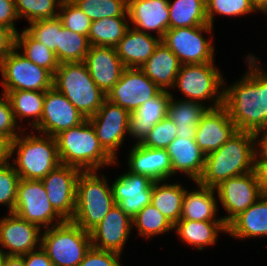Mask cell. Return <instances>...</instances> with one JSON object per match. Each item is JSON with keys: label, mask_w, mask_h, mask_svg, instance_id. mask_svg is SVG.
Wrapping results in <instances>:
<instances>
[{"label": "cell", "mask_w": 267, "mask_h": 266, "mask_svg": "<svg viewBox=\"0 0 267 266\" xmlns=\"http://www.w3.org/2000/svg\"><path fill=\"white\" fill-rule=\"evenodd\" d=\"M9 161L10 159L0 166V205H7L8 213H13L21 178Z\"/></svg>", "instance_id": "cell-44"}, {"label": "cell", "mask_w": 267, "mask_h": 266, "mask_svg": "<svg viewBox=\"0 0 267 266\" xmlns=\"http://www.w3.org/2000/svg\"><path fill=\"white\" fill-rule=\"evenodd\" d=\"M160 91L140 68H125L120 80L107 94V99L133 113Z\"/></svg>", "instance_id": "cell-14"}, {"label": "cell", "mask_w": 267, "mask_h": 266, "mask_svg": "<svg viewBox=\"0 0 267 266\" xmlns=\"http://www.w3.org/2000/svg\"><path fill=\"white\" fill-rule=\"evenodd\" d=\"M196 190L186 189L180 219L192 221H223L217 218L218 198L215 188L195 182Z\"/></svg>", "instance_id": "cell-29"}, {"label": "cell", "mask_w": 267, "mask_h": 266, "mask_svg": "<svg viewBox=\"0 0 267 266\" xmlns=\"http://www.w3.org/2000/svg\"><path fill=\"white\" fill-rule=\"evenodd\" d=\"M3 266H24L23 255H5L3 260Z\"/></svg>", "instance_id": "cell-53"}, {"label": "cell", "mask_w": 267, "mask_h": 266, "mask_svg": "<svg viewBox=\"0 0 267 266\" xmlns=\"http://www.w3.org/2000/svg\"><path fill=\"white\" fill-rule=\"evenodd\" d=\"M85 120L86 118L77 108L62 93L52 87L45 91L42 118L33 130L55 137Z\"/></svg>", "instance_id": "cell-15"}, {"label": "cell", "mask_w": 267, "mask_h": 266, "mask_svg": "<svg viewBox=\"0 0 267 266\" xmlns=\"http://www.w3.org/2000/svg\"><path fill=\"white\" fill-rule=\"evenodd\" d=\"M84 63L93 81L106 95L126 68L115 47L90 46Z\"/></svg>", "instance_id": "cell-21"}, {"label": "cell", "mask_w": 267, "mask_h": 266, "mask_svg": "<svg viewBox=\"0 0 267 266\" xmlns=\"http://www.w3.org/2000/svg\"><path fill=\"white\" fill-rule=\"evenodd\" d=\"M43 229L17 214L8 213L0 219V250L5 255L22 256L41 247ZM3 247V249H2ZM6 250L3 251V250Z\"/></svg>", "instance_id": "cell-17"}, {"label": "cell", "mask_w": 267, "mask_h": 266, "mask_svg": "<svg viewBox=\"0 0 267 266\" xmlns=\"http://www.w3.org/2000/svg\"><path fill=\"white\" fill-rule=\"evenodd\" d=\"M58 10V18L65 28L88 37L92 20L72 0H62Z\"/></svg>", "instance_id": "cell-42"}, {"label": "cell", "mask_w": 267, "mask_h": 266, "mask_svg": "<svg viewBox=\"0 0 267 266\" xmlns=\"http://www.w3.org/2000/svg\"><path fill=\"white\" fill-rule=\"evenodd\" d=\"M4 257H5V254L0 250V266H3Z\"/></svg>", "instance_id": "cell-57"}, {"label": "cell", "mask_w": 267, "mask_h": 266, "mask_svg": "<svg viewBox=\"0 0 267 266\" xmlns=\"http://www.w3.org/2000/svg\"><path fill=\"white\" fill-rule=\"evenodd\" d=\"M121 254L91 247L78 266H122Z\"/></svg>", "instance_id": "cell-47"}, {"label": "cell", "mask_w": 267, "mask_h": 266, "mask_svg": "<svg viewBox=\"0 0 267 266\" xmlns=\"http://www.w3.org/2000/svg\"><path fill=\"white\" fill-rule=\"evenodd\" d=\"M186 189L182 184L154 181L151 204L174 226L182 211Z\"/></svg>", "instance_id": "cell-32"}, {"label": "cell", "mask_w": 267, "mask_h": 266, "mask_svg": "<svg viewBox=\"0 0 267 266\" xmlns=\"http://www.w3.org/2000/svg\"><path fill=\"white\" fill-rule=\"evenodd\" d=\"M255 170L258 175L261 194L267 196V161H255Z\"/></svg>", "instance_id": "cell-51"}, {"label": "cell", "mask_w": 267, "mask_h": 266, "mask_svg": "<svg viewBox=\"0 0 267 266\" xmlns=\"http://www.w3.org/2000/svg\"><path fill=\"white\" fill-rule=\"evenodd\" d=\"M255 161H267V137L257 144V155Z\"/></svg>", "instance_id": "cell-52"}, {"label": "cell", "mask_w": 267, "mask_h": 266, "mask_svg": "<svg viewBox=\"0 0 267 266\" xmlns=\"http://www.w3.org/2000/svg\"><path fill=\"white\" fill-rule=\"evenodd\" d=\"M153 186L148 176L125 172L111 185L114 203L133 219L151 203Z\"/></svg>", "instance_id": "cell-18"}, {"label": "cell", "mask_w": 267, "mask_h": 266, "mask_svg": "<svg viewBox=\"0 0 267 266\" xmlns=\"http://www.w3.org/2000/svg\"><path fill=\"white\" fill-rule=\"evenodd\" d=\"M129 25V17H109L92 21L88 33L90 46L116 47Z\"/></svg>", "instance_id": "cell-35"}, {"label": "cell", "mask_w": 267, "mask_h": 266, "mask_svg": "<svg viewBox=\"0 0 267 266\" xmlns=\"http://www.w3.org/2000/svg\"><path fill=\"white\" fill-rule=\"evenodd\" d=\"M224 80L214 62L184 64L179 69L173 88L177 87L185 100L200 103L212 101L210 109H214L223 106Z\"/></svg>", "instance_id": "cell-8"}, {"label": "cell", "mask_w": 267, "mask_h": 266, "mask_svg": "<svg viewBox=\"0 0 267 266\" xmlns=\"http://www.w3.org/2000/svg\"><path fill=\"white\" fill-rule=\"evenodd\" d=\"M233 238L249 239L267 237V196L236 216L228 225L227 233Z\"/></svg>", "instance_id": "cell-28"}, {"label": "cell", "mask_w": 267, "mask_h": 266, "mask_svg": "<svg viewBox=\"0 0 267 266\" xmlns=\"http://www.w3.org/2000/svg\"><path fill=\"white\" fill-rule=\"evenodd\" d=\"M172 93L161 90L130 114L127 134L141 144L153 126L167 116L168 103Z\"/></svg>", "instance_id": "cell-24"}, {"label": "cell", "mask_w": 267, "mask_h": 266, "mask_svg": "<svg viewBox=\"0 0 267 266\" xmlns=\"http://www.w3.org/2000/svg\"><path fill=\"white\" fill-rule=\"evenodd\" d=\"M262 134V135H261ZM261 135L262 137L259 138ZM256 143L258 144L263 138L267 137V117L265 118L263 124L260 128L254 133ZM259 138V139H258Z\"/></svg>", "instance_id": "cell-55"}, {"label": "cell", "mask_w": 267, "mask_h": 266, "mask_svg": "<svg viewBox=\"0 0 267 266\" xmlns=\"http://www.w3.org/2000/svg\"><path fill=\"white\" fill-rule=\"evenodd\" d=\"M169 29L207 25L206 0L168 1Z\"/></svg>", "instance_id": "cell-34"}, {"label": "cell", "mask_w": 267, "mask_h": 266, "mask_svg": "<svg viewBox=\"0 0 267 266\" xmlns=\"http://www.w3.org/2000/svg\"><path fill=\"white\" fill-rule=\"evenodd\" d=\"M251 2L257 11L267 15V0H251Z\"/></svg>", "instance_id": "cell-56"}, {"label": "cell", "mask_w": 267, "mask_h": 266, "mask_svg": "<svg viewBox=\"0 0 267 266\" xmlns=\"http://www.w3.org/2000/svg\"><path fill=\"white\" fill-rule=\"evenodd\" d=\"M22 131V127L15 120L7 94L2 92L0 96V138L11 143Z\"/></svg>", "instance_id": "cell-46"}, {"label": "cell", "mask_w": 267, "mask_h": 266, "mask_svg": "<svg viewBox=\"0 0 267 266\" xmlns=\"http://www.w3.org/2000/svg\"><path fill=\"white\" fill-rule=\"evenodd\" d=\"M257 143L254 133L237 131L218 150L205 156L204 170L198 182L215 188L228 178L255 170Z\"/></svg>", "instance_id": "cell-2"}, {"label": "cell", "mask_w": 267, "mask_h": 266, "mask_svg": "<svg viewBox=\"0 0 267 266\" xmlns=\"http://www.w3.org/2000/svg\"><path fill=\"white\" fill-rule=\"evenodd\" d=\"M258 59L248 54L247 73L234 84L224 85L223 106L239 131L255 133L267 117V70Z\"/></svg>", "instance_id": "cell-1"}, {"label": "cell", "mask_w": 267, "mask_h": 266, "mask_svg": "<svg viewBox=\"0 0 267 266\" xmlns=\"http://www.w3.org/2000/svg\"><path fill=\"white\" fill-rule=\"evenodd\" d=\"M256 11L251 0H206L207 20L212 27L216 14L237 17Z\"/></svg>", "instance_id": "cell-41"}, {"label": "cell", "mask_w": 267, "mask_h": 266, "mask_svg": "<svg viewBox=\"0 0 267 266\" xmlns=\"http://www.w3.org/2000/svg\"><path fill=\"white\" fill-rule=\"evenodd\" d=\"M16 46V33L4 25L0 24V62Z\"/></svg>", "instance_id": "cell-49"}, {"label": "cell", "mask_w": 267, "mask_h": 266, "mask_svg": "<svg viewBox=\"0 0 267 266\" xmlns=\"http://www.w3.org/2000/svg\"><path fill=\"white\" fill-rule=\"evenodd\" d=\"M92 247L91 236L71 220L47 228L41 248L54 266H78Z\"/></svg>", "instance_id": "cell-7"}, {"label": "cell", "mask_w": 267, "mask_h": 266, "mask_svg": "<svg viewBox=\"0 0 267 266\" xmlns=\"http://www.w3.org/2000/svg\"><path fill=\"white\" fill-rule=\"evenodd\" d=\"M212 30L209 24L168 29L161 42L177 56L181 65L210 63L214 62V37L209 40L202 33L211 34Z\"/></svg>", "instance_id": "cell-10"}, {"label": "cell", "mask_w": 267, "mask_h": 266, "mask_svg": "<svg viewBox=\"0 0 267 266\" xmlns=\"http://www.w3.org/2000/svg\"><path fill=\"white\" fill-rule=\"evenodd\" d=\"M176 136L175 123L166 116L153 126L141 145L153 149H166Z\"/></svg>", "instance_id": "cell-45"}, {"label": "cell", "mask_w": 267, "mask_h": 266, "mask_svg": "<svg viewBox=\"0 0 267 266\" xmlns=\"http://www.w3.org/2000/svg\"><path fill=\"white\" fill-rule=\"evenodd\" d=\"M169 0H128V17L132 28L163 38L169 29Z\"/></svg>", "instance_id": "cell-22"}, {"label": "cell", "mask_w": 267, "mask_h": 266, "mask_svg": "<svg viewBox=\"0 0 267 266\" xmlns=\"http://www.w3.org/2000/svg\"><path fill=\"white\" fill-rule=\"evenodd\" d=\"M133 229V220L115 204L91 232L92 247L122 255Z\"/></svg>", "instance_id": "cell-19"}, {"label": "cell", "mask_w": 267, "mask_h": 266, "mask_svg": "<svg viewBox=\"0 0 267 266\" xmlns=\"http://www.w3.org/2000/svg\"><path fill=\"white\" fill-rule=\"evenodd\" d=\"M61 2L62 0H15V5L18 17H24L31 23L58 17Z\"/></svg>", "instance_id": "cell-40"}, {"label": "cell", "mask_w": 267, "mask_h": 266, "mask_svg": "<svg viewBox=\"0 0 267 266\" xmlns=\"http://www.w3.org/2000/svg\"><path fill=\"white\" fill-rule=\"evenodd\" d=\"M23 132L9 143V159L17 154L13 166L21 179L42 180L61 164L56 139Z\"/></svg>", "instance_id": "cell-4"}, {"label": "cell", "mask_w": 267, "mask_h": 266, "mask_svg": "<svg viewBox=\"0 0 267 266\" xmlns=\"http://www.w3.org/2000/svg\"><path fill=\"white\" fill-rule=\"evenodd\" d=\"M130 173L148 176L153 181H168L172 176V166L166 149H153L134 144L128 153Z\"/></svg>", "instance_id": "cell-23"}, {"label": "cell", "mask_w": 267, "mask_h": 266, "mask_svg": "<svg viewBox=\"0 0 267 266\" xmlns=\"http://www.w3.org/2000/svg\"><path fill=\"white\" fill-rule=\"evenodd\" d=\"M89 48L87 36L68 30L60 20L59 47L54 52L59 63L84 62Z\"/></svg>", "instance_id": "cell-37"}, {"label": "cell", "mask_w": 267, "mask_h": 266, "mask_svg": "<svg viewBox=\"0 0 267 266\" xmlns=\"http://www.w3.org/2000/svg\"><path fill=\"white\" fill-rule=\"evenodd\" d=\"M3 91H46L53 87V75L14 48L0 62Z\"/></svg>", "instance_id": "cell-9"}, {"label": "cell", "mask_w": 267, "mask_h": 266, "mask_svg": "<svg viewBox=\"0 0 267 266\" xmlns=\"http://www.w3.org/2000/svg\"><path fill=\"white\" fill-rule=\"evenodd\" d=\"M14 213L40 228L43 227L42 229L53 227L65 221L49 202L41 180L20 179Z\"/></svg>", "instance_id": "cell-11"}, {"label": "cell", "mask_w": 267, "mask_h": 266, "mask_svg": "<svg viewBox=\"0 0 267 266\" xmlns=\"http://www.w3.org/2000/svg\"><path fill=\"white\" fill-rule=\"evenodd\" d=\"M98 171H81L77 179L75 213L72 222L91 232L115 205L106 176Z\"/></svg>", "instance_id": "cell-6"}, {"label": "cell", "mask_w": 267, "mask_h": 266, "mask_svg": "<svg viewBox=\"0 0 267 266\" xmlns=\"http://www.w3.org/2000/svg\"><path fill=\"white\" fill-rule=\"evenodd\" d=\"M130 112L106 99L89 122L103 148L117 160V151L124 143L127 134Z\"/></svg>", "instance_id": "cell-13"}, {"label": "cell", "mask_w": 267, "mask_h": 266, "mask_svg": "<svg viewBox=\"0 0 267 266\" xmlns=\"http://www.w3.org/2000/svg\"><path fill=\"white\" fill-rule=\"evenodd\" d=\"M181 67L177 56L160 42L151 57L140 67L161 90L170 91Z\"/></svg>", "instance_id": "cell-27"}, {"label": "cell", "mask_w": 267, "mask_h": 266, "mask_svg": "<svg viewBox=\"0 0 267 266\" xmlns=\"http://www.w3.org/2000/svg\"><path fill=\"white\" fill-rule=\"evenodd\" d=\"M18 19L15 0H0V24L11 28L17 34L18 30L14 23Z\"/></svg>", "instance_id": "cell-48"}, {"label": "cell", "mask_w": 267, "mask_h": 266, "mask_svg": "<svg viewBox=\"0 0 267 266\" xmlns=\"http://www.w3.org/2000/svg\"><path fill=\"white\" fill-rule=\"evenodd\" d=\"M53 87L86 119L92 117L107 99L91 78L84 62L59 63L53 75Z\"/></svg>", "instance_id": "cell-5"}, {"label": "cell", "mask_w": 267, "mask_h": 266, "mask_svg": "<svg viewBox=\"0 0 267 266\" xmlns=\"http://www.w3.org/2000/svg\"><path fill=\"white\" fill-rule=\"evenodd\" d=\"M92 21L128 17V0H72Z\"/></svg>", "instance_id": "cell-39"}, {"label": "cell", "mask_w": 267, "mask_h": 266, "mask_svg": "<svg viewBox=\"0 0 267 266\" xmlns=\"http://www.w3.org/2000/svg\"><path fill=\"white\" fill-rule=\"evenodd\" d=\"M3 93H6L10 100L16 122H20L19 119L23 121L25 118H32L33 121L28 122L34 129L42 118L45 91L18 90Z\"/></svg>", "instance_id": "cell-33"}, {"label": "cell", "mask_w": 267, "mask_h": 266, "mask_svg": "<svg viewBox=\"0 0 267 266\" xmlns=\"http://www.w3.org/2000/svg\"><path fill=\"white\" fill-rule=\"evenodd\" d=\"M237 131L224 106L208 109L196 127L195 141L203 153L208 155L218 150Z\"/></svg>", "instance_id": "cell-20"}, {"label": "cell", "mask_w": 267, "mask_h": 266, "mask_svg": "<svg viewBox=\"0 0 267 266\" xmlns=\"http://www.w3.org/2000/svg\"><path fill=\"white\" fill-rule=\"evenodd\" d=\"M178 237L193 248L203 250L206 246H214L218 235L227 233V225L223 221H192L180 219L174 226Z\"/></svg>", "instance_id": "cell-31"}, {"label": "cell", "mask_w": 267, "mask_h": 266, "mask_svg": "<svg viewBox=\"0 0 267 266\" xmlns=\"http://www.w3.org/2000/svg\"><path fill=\"white\" fill-rule=\"evenodd\" d=\"M17 50L24 55L31 62L36 65L45 68L52 75L59 67V62L55 53L48 49L43 43L33 38L25 29L16 34V46Z\"/></svg>", "instance_id": "cell-36"}, {"label": "cell", "mask_w": 267, "mask_h": 266, "mask_svg": "<svg viewBox=\"0 0 267 266\" xmlns=\"http://www.w3.org/2000/svg\"><path fill=\"white\" fill-rule=\"evenodd\" d=\"M215 190L227 212V216H222L226 225L262 196L256 170L228 178L216 186Z\"/></svg>", "instance_id": "cell-12"}, {"label": "cell", "mask_w": 267, "mask_h": 266, "mask_svg": "<svg viewBox=\"0 0 267 266\" xmlns=\"http://www.w3.org/2000/svg\"><path fill=\"white\" fill-rule=\"evenodd\" d=\"M55 139L61 164L81 171H99L103 166L119 164L103 148L88 119L62 131Z\"/></svg>", "instance_id": "cell-3"}, {"label": "cell", "mask_w": 267, "mask_h": 266, "mask_svg": "<svg viewBox=\"0 0 267 266\" xmlns=\"http://www.w3.org/2000/svg\"><path fill=\"white\" fill-rule=\"evenodd\" d=\"M160 42L159 37L138 31L130 25L115 48L126 68H140L151 57Z\"/></svg>", "instance_id": "cell-26"}, {"label": "cell", "mask_w": 267, "mask_h": 266, "mask_svg": "<svg viewBox=\"0 0 267 266\" xmlns=\"http://www.w3.org/2000/svg\"><path fill=\"white\" fill-rule=\"evenodd\" d=\"M9 160V143L0 138V166Z\"/></svg>", "instance_id": "cell-54"}, {"label": "cell", "mask_w": 267, "mask_h": 266, "mask_svg": "<svg viewBox=\"0 0 267 266\" xmlns=\"http://www.w3.org/2000/svg\"><path fill=\"white\" fill-rule=\"evenodd\" d=\"M191 100L175 99L171 95L168 103L167 116L177 127V138L193 139L196 136V127L202 116L210 109V105Z\"/></svg>", "instance_id": "cell-30"}, {"label": "cell", "mask_w": 267, "mask_h": 266, "mask_svg": "<svg viewBox=\"0 0 267 266\" xmlns=\"http://www.w3.org/2000/svg\"><path fill=\"white\" fill-rule=\"evenodd\" d=\"M132 220L133 227L135 226L138 230L137 234L148 239L173 229V225L151 203L145 206Z\"/></svg>", "instance_id": "cell-38"}, {"label": "cell", "mask_w": 267, "mask_h": 266, "mask_svg": "<svg viewBox=\"0 0 267 266\" xmlns=\"http://www.w3.org/2000/svg\"><path fill=\"white\" fill-rule=\"evenodd\" d=\"M25 30L53 52L59 47L60 19L37 20L29 23Z\"/></svg>", "instance_id": "cell-43"}, {"label": "cell", "mask_w": 267, "mask_h": 266, "mask_svg": "<svg viewBox=\"0 0 267 266\" xmlns=\"http://www.w3.org/2000/svg\"><path fill=\"white\" fill-rule=\"evenodd\" d=\"M23 259L24 266H54L41 247L23 255Z\"/></svg>", "instance_id": "cell-50"}, {"label": "cell", "mask_w": 267, "mask_h": 266, "mask_svg": "<svg viewBox=\"0 0 267 266\" xmlns=\"http://www.w3.org/2000/svg\"><path fill=\"white\" fill-rule=\"evenodd\" d=\"M166 151L172 166V176L180 172L194 182L199 180L204 170L206 155L195 140L176 137Z\"/></svg>", "instance_id": "cell-25"}, {"label": "cell", "mask_w": 267, "mask_h": 266, "mask_svg": "<svg viewBox=\"0 0 267 266\" xmlns=\"http://www.w3.org/2000/svg\"><path fill=\"white\" fill-rule=\"evenodd\" d=\"M81 170L60 164L41 181L49 202L64 219L71 220L75 213L77 179Z\"/></svg>", "instance_id": "cell-16"}]
</instances>
